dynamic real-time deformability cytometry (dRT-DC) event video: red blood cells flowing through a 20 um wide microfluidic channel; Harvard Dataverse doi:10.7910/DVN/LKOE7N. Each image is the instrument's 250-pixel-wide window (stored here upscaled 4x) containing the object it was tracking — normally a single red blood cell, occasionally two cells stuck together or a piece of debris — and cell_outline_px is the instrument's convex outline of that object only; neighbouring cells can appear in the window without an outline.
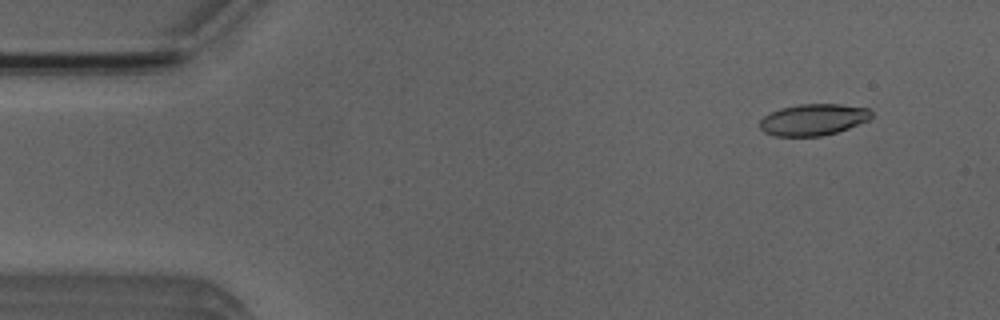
{"species": "Egyptian fruit bat (a non-hibernating species)", "species_latin": "Rousettus aegyptiacus", "temperature_condition": "room temperature", "stored_images_in_passage": 46, "camera_frame_rate_fps": 3000, "um_per_image_px": 0.085, "animal": {"sex": "male"}, "frame": {"image": 1, "passage_image": 5, "time_ms": 1.333, "image_size_px": [1000, 320], "cell_outline_px": [[872, 116], [868, 120], [848, 128], [836, 132], [820, 136], [772, 136], [764, 132], [760, 128], [760, 120], [764, 116], [780, 108], [800, 104], [840, 104], [868, 108], [872, 112]], "centroid_in_image_um": [69.11, 10.17], "position_along_channel_um": 15.9, "area_um2": 20.4}}
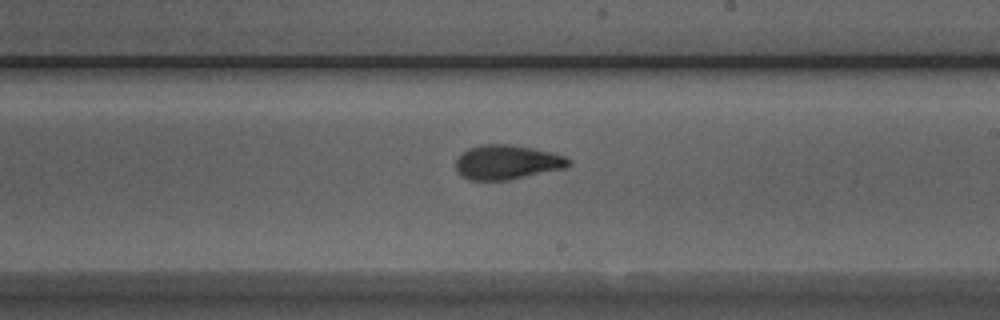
{"frame": {"image": 2, "passage_image": 30, "time_ms": 9.667, "image_size_px": [1000, 320], "cell_outline_px": [[572, 164], [568, 168], [508, 180], [472, 180], [464, 176], [456, 168], [456, 160], [468, 148], [480, 144], [508, 144], [532, 148], [552, 152], [564, 156], [572, 160]], "centroid_in_image_um": [43.17, 13.78], "position_along_channel_um": 245.8, "area_um2": 22.66}}
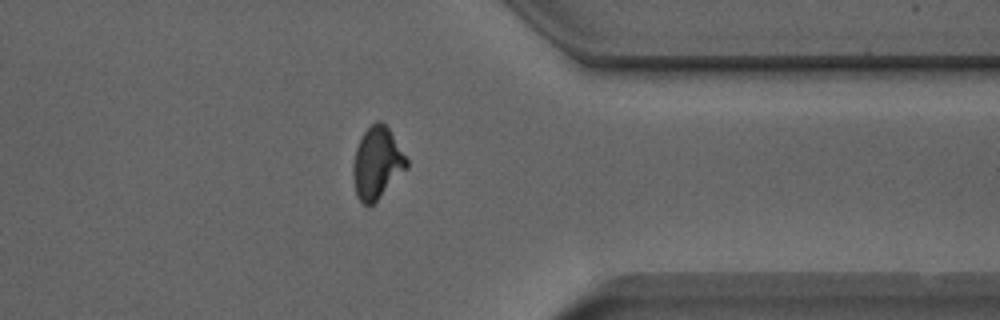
{"frame": {"image": 3, "passage_image": 41, "time_ms": 13.333, "image_size_px": [1000, 320], "cell_outline_px": [[408, 168], [368, 208], [356, 196], [352, 176], [352, 168], [356, 148], [364, 132], [376, 120], [380, 120], [388, 128], [408, 160]], "centroid_in_image_um": [32.03, 13.87], "position_along_channel_um": 379.4, "area_um2": 22.2}}